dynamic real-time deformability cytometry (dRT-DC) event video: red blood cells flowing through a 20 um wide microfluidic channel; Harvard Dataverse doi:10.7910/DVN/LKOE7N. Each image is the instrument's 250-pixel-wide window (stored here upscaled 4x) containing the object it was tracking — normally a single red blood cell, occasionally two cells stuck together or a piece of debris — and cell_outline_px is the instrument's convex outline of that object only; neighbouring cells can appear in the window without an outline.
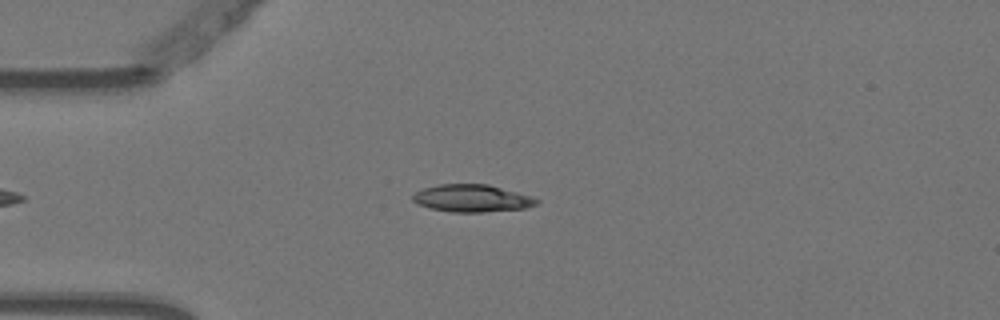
{"species": "Egyptian fruit bat (a non-hibernating species)", "species_latin": "Rousettus aegyptiacus", "temperature_condition": "warm", "stored_images_in_passage": 3, "camera_frame_rate_fps": 3000, "um_per_image_px": 0.085, "animal": {"sex": "female"}, "frame": {"image": 1, "passage_image": 3, "time_ms": 0.667, "image_size_px": [1000, 320], "cell_outline_px": [[540, 200], [536, 204], [524, 208], [480, 212], [452, 212], [432, 208], [416, 204], [412, 200], [412, 196], [416, 192], [424, 188], [440, 184], [488, 184], [532, 196]], "centroid_in_image_um": [40.11, 16.85], "position_along_channel_um": 44.9, "area_um2": 19.59}}